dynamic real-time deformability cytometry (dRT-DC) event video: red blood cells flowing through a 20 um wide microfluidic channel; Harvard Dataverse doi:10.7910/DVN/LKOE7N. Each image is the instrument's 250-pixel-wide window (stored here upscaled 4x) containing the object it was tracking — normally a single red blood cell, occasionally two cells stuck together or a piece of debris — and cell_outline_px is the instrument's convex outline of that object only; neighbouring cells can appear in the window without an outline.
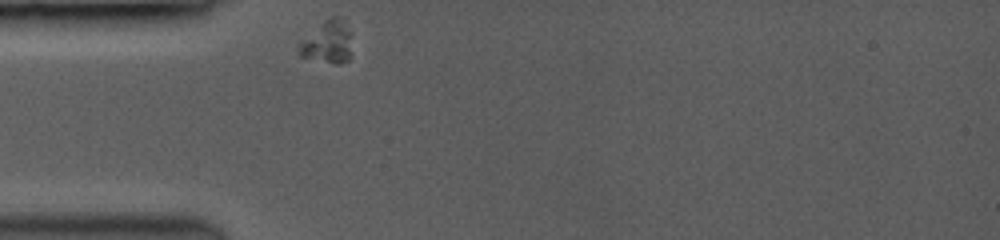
{"species": "common noctule bat (a hibernating species)", "species_latin": "Nyctalus noctula", "temperature_condition": "room temperature", "stored_images_in_passage": 35, "camera_frame_rate_fps": 3500, "um_per_image_px": 0.085, "animal": {"sex": "female", "body_mass_g": 19.0, "forearm_length_mm": 53.3}, "frame": {"image": 1, "passage_image": 1, "time_ms": 0.0, "image_size_px": [1000, 240], "cell_outline_px": [[352, 56], [348, 60], [340, 64], [336, 64], [300, 56], [296, 52], [300, 40], [328, 16], [344, 16], [348, 32]], "centroid_in_image_um": [27.82, 3.55], "position_along_channel_um": 57.2, "area_um2": 13.47}}
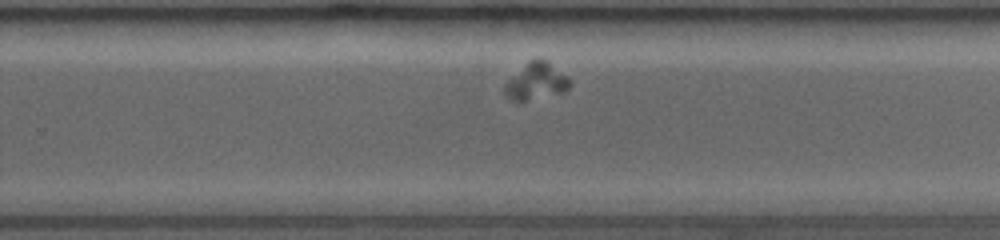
{"frame": {"image": 2, "passage_image": 23, "time_ms": 6.286, "image_size_px": [1000, 240], "cell_outline_px": [[572, 84], [568, 88], [560, 92], [524, 100], [512, 100], [504, 92], [504, 88], [508, 80], [532, 60], [544, 60], [568, 76]], "centroid_in_image_um": [45.6, 6.92], "position_along_channel_um": 284.2, "area_um2": 13.01}}
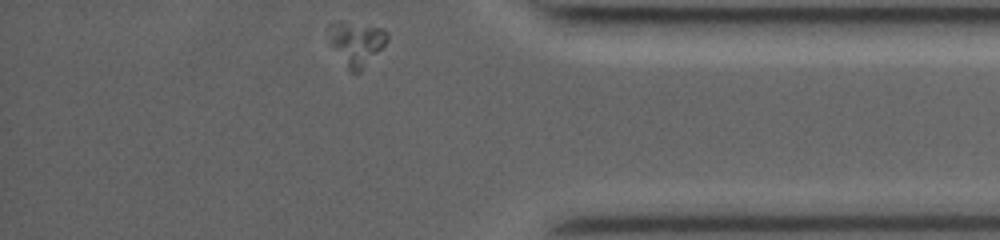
{"frame": {"image": 3, "passage_image": 35, "time_ms": 9.714, "image_size_px": [1000, 240], "cell_outline_px": [[388, 40], [360, 72], [352, 72], [348, 68], [332, 44], [332, 36], [340, 24], [380, 28], [388, 36]], "centroid_in_image_um": [30.43, 3.8], "position_along_channel_um": 404.8, "area_um2": 12.89}}